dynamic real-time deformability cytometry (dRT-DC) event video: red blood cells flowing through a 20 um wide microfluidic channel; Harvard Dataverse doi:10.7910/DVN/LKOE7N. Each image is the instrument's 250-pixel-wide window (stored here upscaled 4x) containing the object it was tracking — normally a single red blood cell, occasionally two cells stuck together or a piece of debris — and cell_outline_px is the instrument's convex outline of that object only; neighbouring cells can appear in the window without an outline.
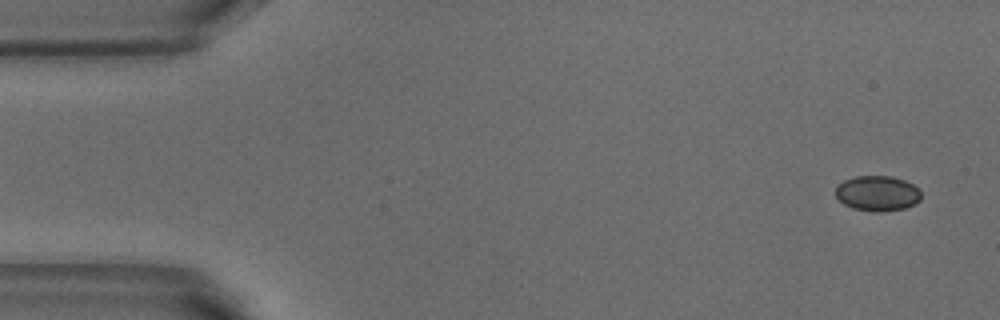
{"species": "common noctule bat (a hibernating species)", "species_latin": "Nyctalus noctula", "temperature_condition": "warm", "stored_images_in_passage": 4, "camera_frame_rate_fps": 3000, "um_per_image_px": 0.085, "animal": {"sex": "male", "body_mass_g": 18.8}, "frame": {"image": 1, "passage_image": 1, "time_ms": 0.0, "image_size_px": [1000, 320], "cell_outline_px": [[920, 200], [916, 204], [904, 208], [880, 212], [852, 208], [844, 204], [836, 196], [836, 184], [844, 180], [856, 176], [888, 176], [904, 180], [912, 184], [920, 192]], "centroid_in_image_um": [74.56, 16.43], "position_along_channel_um": 10.4, "area_um2": 17.46}}
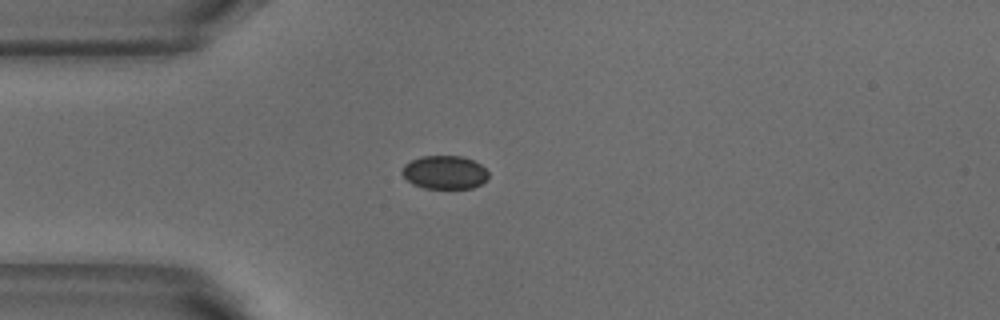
{"frame": {"image": 2, "passage_image": 4, "time_ms": 1.0, "image_size_px": [1000, 320], "cell_outline_px": [[488, 180], [472, 188], [424, 188], [412, 184], [400, 172], [404, 164], [420, 156], [464, 156], [480, 164], [488, 172]], "centroid_in_image_um": [37.79, 14.64], "position_along_channel_um": 47.2, "area_um2": 16.88}}